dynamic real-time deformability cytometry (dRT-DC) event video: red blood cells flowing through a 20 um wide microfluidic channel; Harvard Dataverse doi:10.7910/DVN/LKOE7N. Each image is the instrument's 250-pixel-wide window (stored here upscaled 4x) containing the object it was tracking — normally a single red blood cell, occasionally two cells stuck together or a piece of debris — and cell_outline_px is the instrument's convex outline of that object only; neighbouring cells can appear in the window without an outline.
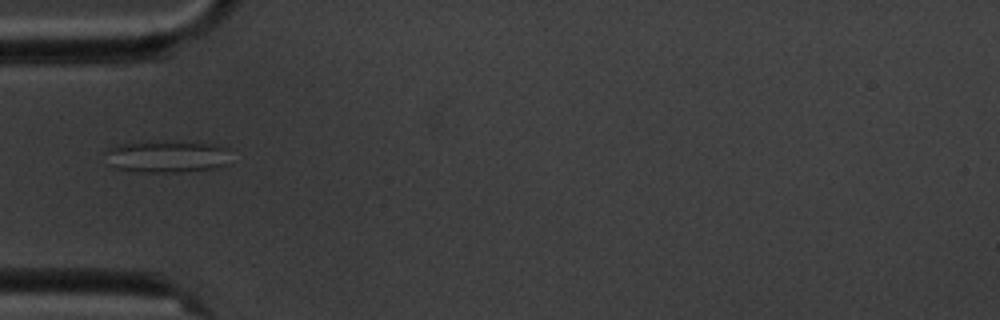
{"species": "common noctule bat (a hibernating species)", "species_latin": "Nyctalus noctula", "temperature_condition": "cold", "stored_images_in_passage": 8, "camera_frame_rate_fps": 3000, "um_per_image_px": 0.085, "animal": {"sex": "male", "body_mass_g": 20.1, "forearm_length_mm": 53.5}, "frame": {"image": 1, "passage_image": 4, "time_ms": 3.667, "image_size_px": [1000, 320], "cell_outline_px": [[232, 164], [212, 168], [180, 172], [136, 172], [116, 168], [112, 164], [104, 152], [108, 148], [116, 144], [148, 140], [164, 140], [216, 144], [228, 148]], "centroid_in_image_um": [14.23, 13.27], "position_along_channel_um": 70.8, "area_um2": 24.16}}
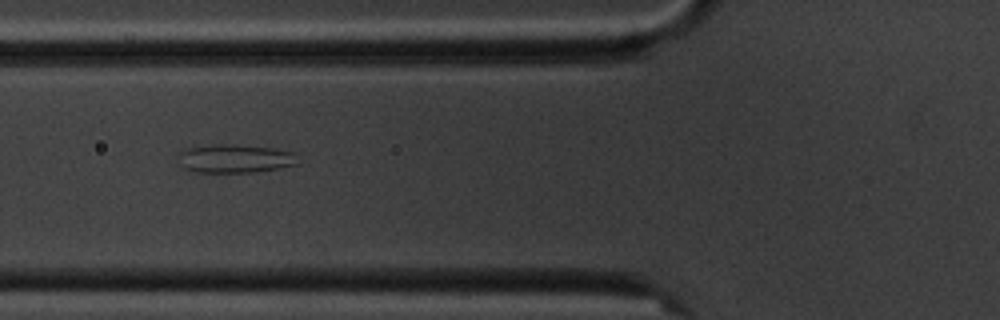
{"frame": {"image": 2, "passage_image": 5, "time_ms": 4.667, "image_size_px": [1000, 320], "cell_outline_px": [[300, 164], [280, 168], [256, 172], [196, 172], [184, 168], [180, 164], [180, 148], [212, 144], [236, 144], [272, 148], [292, 152]], "centroid_in_image_um": [19.95, 13.47], "position_along_channel_um": 105.9, "area_um2": 20.06}}